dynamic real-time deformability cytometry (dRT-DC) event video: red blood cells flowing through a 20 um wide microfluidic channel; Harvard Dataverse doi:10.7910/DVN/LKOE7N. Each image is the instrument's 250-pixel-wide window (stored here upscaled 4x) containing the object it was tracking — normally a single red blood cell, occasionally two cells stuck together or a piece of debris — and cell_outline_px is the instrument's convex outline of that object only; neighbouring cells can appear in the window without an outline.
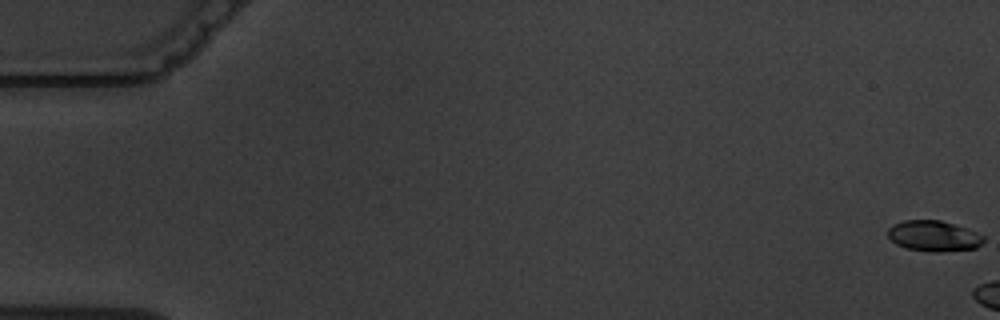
{"species": "common noctule bat (a hibernating species)", "species_latin": "Nyctalus noctula", "temperature_condition": "warm", "stored_images_in_passage": 11, "camera_frame_rate_fps": 3000, "um_per_image_px": 0.085, "animal": {"sex": "male", "body_mass_g": 19.5, "forearm_length_mm": 54.6}, "frame": {"image": 1, "passage_image": 1, "time_ms": 0.0, "image_size_px": [1000, 320], "cell_outline_px": [[984, 240], [976, 248], [940, 252], [932, 252], [908, 248], [896, 244], [888, 236], [888, 228], [892, 224], [904, 220], [940, 220], [976, 232], [984, 236]], "centroid_in_image_um": [79.34, 20.06], "position_along_channel_um": 5.7, "area_um2": 16.94}}
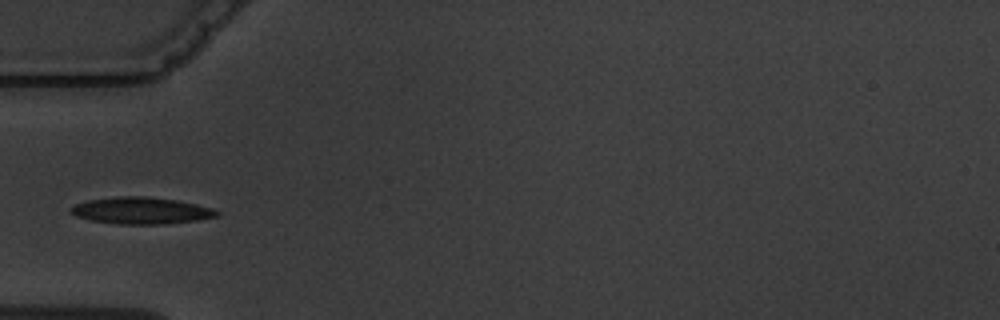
{"frame": {"image": 2, "passage_image": 7, "time_ms": 8.0, "image_size_px": [1000, 320], "cell_outline_px": [[220, 216], [196, 220], [164, 224], [120, 224], [92, 220], [76, 216], [72, 212], [72, 208], [76, 204], [88, 200], [116, 196], [144, 196], [176, 200], [196, 204], [212, 208], [220, 212]], "centroid_in_image_um": [12.05, 17.9], "position_along_channel_um": 73.0, "area_um2": 22.54}}
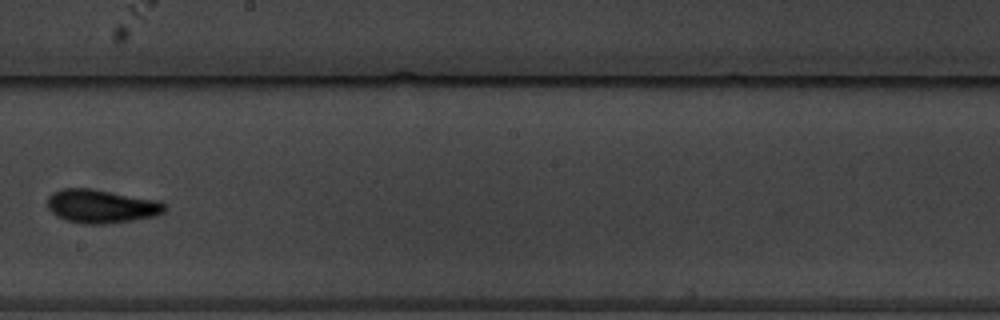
{"frame": {"image": 3, "passage_image": 11, "time_ms": 12.667, "image_size_px": [1000, 320], "cell_outline_px": [[168, 208], [164, 212], [152, 216], [132, 220], [104, 224], [84, 224], [64, 220], [56, 216], [48, 208], [48, 196], [52, 192], [60, 188], [88, 188], [160, 200], [168, 204]], "centroid_in_image_um": [8.62, 17.52], "position_along_channel_um": 239.6, "area_um2": 23.12}}